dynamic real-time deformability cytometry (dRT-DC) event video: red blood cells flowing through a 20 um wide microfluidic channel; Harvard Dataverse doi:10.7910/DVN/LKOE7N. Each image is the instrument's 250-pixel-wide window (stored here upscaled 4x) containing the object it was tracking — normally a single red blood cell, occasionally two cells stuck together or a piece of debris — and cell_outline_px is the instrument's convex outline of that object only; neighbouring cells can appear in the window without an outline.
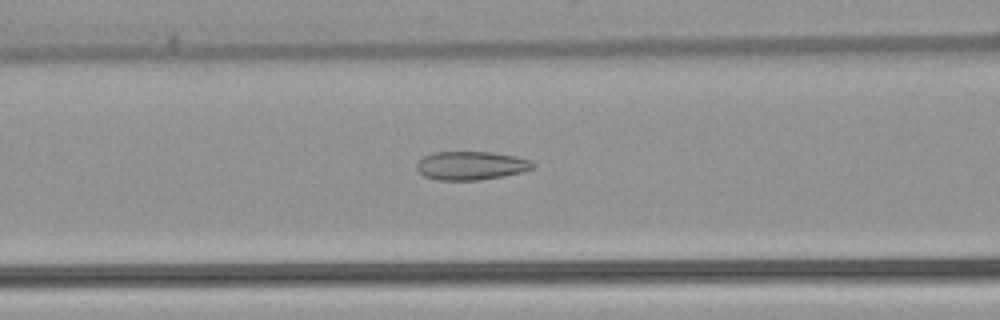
{"species": "common noctule bat (a hibernating species)", "species_latin": "Nyctalus noctula", "temperature_condition": "warm", "stored_images_in_passage": 53, "camera_frame_rate_fps": 3000, "um_per_image_px": 0.085, "animal": {"sex": "female", "body_mass_g": 22.7, "forearm_length_mm": 54.2}, "frame": {"image": 1, "passage_image": 22, "time_ms": 7.0, "image_size_px": [1000, 320], "cell_outline_px": [[536, 164], [532, 168], [524, 172], [504, 176], [480, 180], [440, 180], [424, 176], [416, 168], [416, 164], [424, 156], [432, 152], [492, 152], [516, 156], [532, 160]], "centroid_in_image_um": [40.08, 14.07], "position_along_channel_um": 126.5, "area_um2": 19.48}}
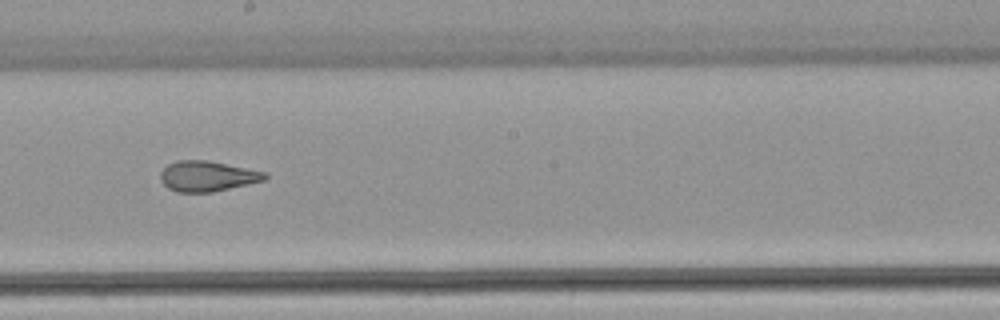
{"frame": {"image": 2, "passage_image": 30, "time_ms": 9.667, "image_size_px": [1000, 320], "cell_outline_px": [[268, 176], [264, 180], [212, 192], [176, 192], [168, 188], [160, 180], [160, 172], [168, 164], [176, 160], [208, 160], [268, 172]], "centroid_in_image_um": [17.61, 14.96], "position_along_channel_um": 230.6, "area_um2": 18.55}}
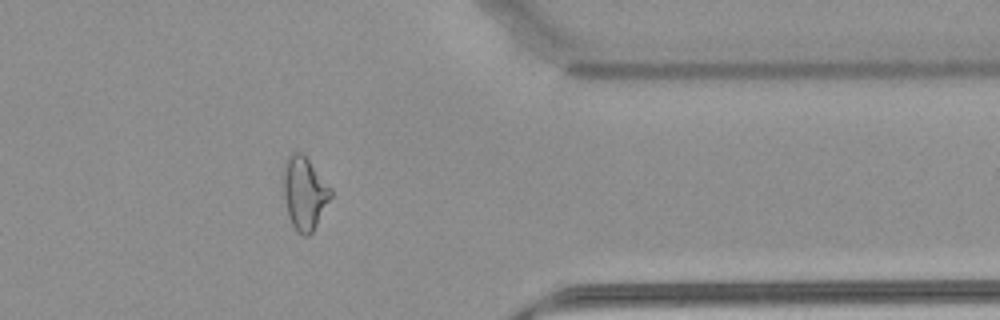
{"frame": {"image": 3, "passage_image": 43, "time_ms": 14.0, "image_size_px": [1000, 320], "cell_outline_px": [[332, 196], [312, 232], [308, 236], [304, 236], [296, 232], [288, 216], [284, 196], [284, 172], [288, 156], [292, 152], [300, 152], [308, 160], [332, 188]], "centroid_in_image_um": [25.89, 16.45], "position_along_channel_um": 385.5, "area_um2": 19.77}, "authors_computed_cell_mechanics": {"area_um2": 21.5016, "velocity_mm_per_s": 3.8992, "shape_relaxation_time_tau1_ms": null, "shape_relaxation_time_tau2_ms": 1.6455, "deformation_change_tau1": null, "deformation_change_tau2": 0.0953}}